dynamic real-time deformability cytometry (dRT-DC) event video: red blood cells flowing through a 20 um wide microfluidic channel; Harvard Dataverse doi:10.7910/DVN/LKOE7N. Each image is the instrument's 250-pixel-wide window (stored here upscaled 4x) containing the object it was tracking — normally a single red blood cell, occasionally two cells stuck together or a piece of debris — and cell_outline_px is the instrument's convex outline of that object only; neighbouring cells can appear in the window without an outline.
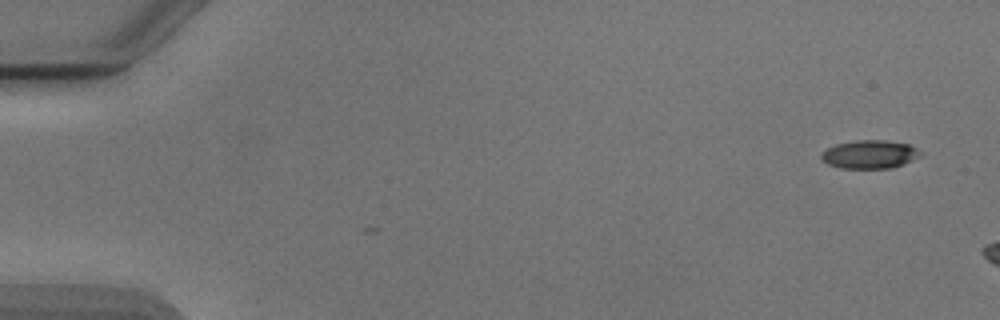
{"species": "Egyptian fruit bat (a non-hibernating species)", "species_latin": "Rousettus aegyptiacus", "temperature_condition": "cold", "stored_images_in_passage": 7, "camera_frame_rate_fps": 3000, "um_per_image_px": 0.085, "animal": {"sex": "male"}, "frame": {"image": 1, "passage_image": 1, "time_ms": 0.0, "image_size_px": [1000, 320], "cell_outline_px": [[924, 152], [920, 156], [904, 164], [892, 168], [840, 168], [828, 164], [820, 160], [820, 152], [836, 144], [856, 140], [884, 140], [908, 144]], "centroid_in_image_um": [73.91, 13.12], "position_along_channel_um": 11.1, "area_um2": 16.53}}